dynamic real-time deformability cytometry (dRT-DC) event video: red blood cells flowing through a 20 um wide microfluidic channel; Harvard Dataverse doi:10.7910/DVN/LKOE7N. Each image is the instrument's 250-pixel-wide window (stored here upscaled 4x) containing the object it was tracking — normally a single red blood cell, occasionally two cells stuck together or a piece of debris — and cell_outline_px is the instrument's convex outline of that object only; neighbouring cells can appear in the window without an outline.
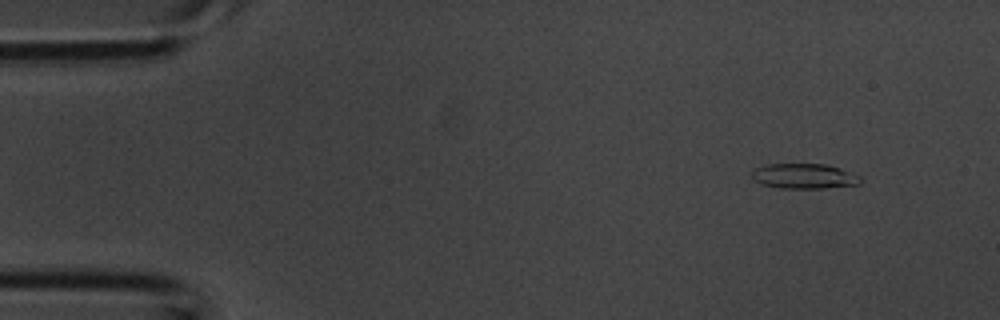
{"species": "common noctule bat (a hibernating species)", "species_latin": "Nyctalus noctula", "temperature_condition": "room temperature", "stored_images_in_passage": 3, "camera_frame_rate_fps": 3000, "um_per_image_px": 0.085, "animal": {"sex": "male", "body_mass_g": 20.1, "forearm_length_mm": 53.5}, "frame": {"image": 1, "passage_image": 1, "time_ms": 0.0, "image_size_px": [1000, 320], "cell_outline_px": [[860, 184], [824, 188], [780, 188], [760, 184], [752, 180], [752, 172], [756, 168], [764, 164], [828, 164], [840, 168], [860, 176]], "centroid_in_image_um": [68.32, 14.97], "position_along_channel_um": 16.7, "area_um2": 15.95}}